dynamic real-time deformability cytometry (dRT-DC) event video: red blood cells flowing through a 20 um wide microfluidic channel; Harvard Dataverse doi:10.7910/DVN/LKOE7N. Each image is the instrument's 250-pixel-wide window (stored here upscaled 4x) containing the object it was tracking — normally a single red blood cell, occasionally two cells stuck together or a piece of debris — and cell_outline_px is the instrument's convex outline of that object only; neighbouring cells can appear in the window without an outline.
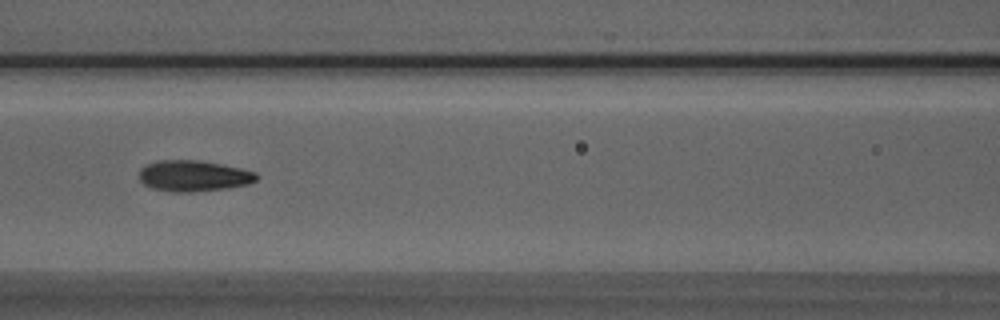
{"species": "Egyptian fruit bat (a non-hibernating species)", "species_latin": "Rousettus aegyptiacus", "temperature_condition": "room temperature", "stored_images_in_passage": 26, "camera_frame_rate_fps": 3000, "um_per_image_px": 0.085, "animal": {"sex": "male"}, "frame": {"image": 1, "passage_image": 12, "time_ms": 3.667, "image_size_px": [1000, 320], "cell_outline_px": [[260, 176], [256, 180], [248, 184], [224, 188], [192, 192], [172, 192], [152, 188], [144, 184], [140, 180], [140, 168], [148, 164], [160, 160], [196, 160], [224, 164], [256, 172]], "centroid_in_image_um": [16.47, 14.94], "position_along_channel_um": 150.1, "area_um2": 21.15}}
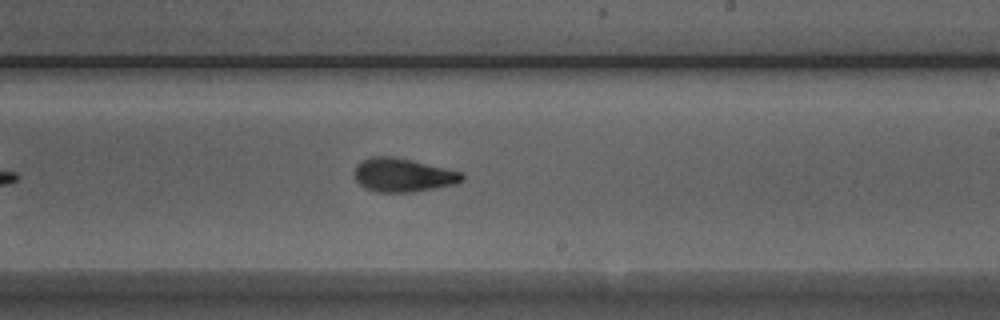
{"frame": {"image": 2, "passage_image": 20, "time_ms": 6.333, "image_size_px": [1000, 320], "cell_outline_px": [[464, 180], [456, 184], [412, 192], [376, 192], [364, 188], [356, 180], [356, 164], [372, 156], [392, 156], [464, 172]], "centroid_in_image_um": [34.28, 14.89], "position_along_channel_um": 254.7, "area_um2": 20.98}}
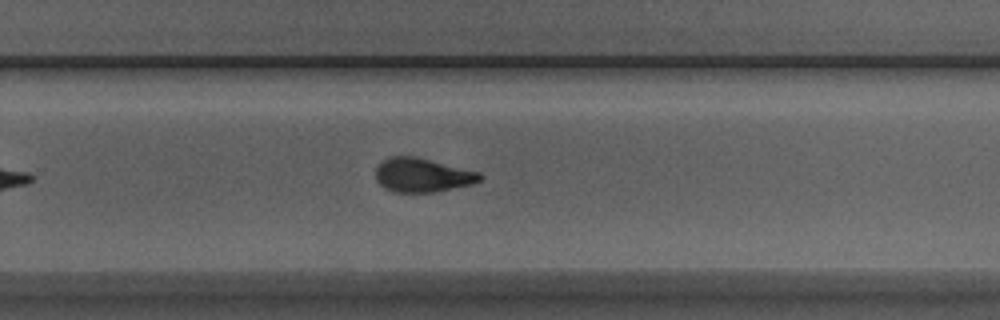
{"frame": {"image": 3, "passage_image": 23, "time_ms": 7.333, "image_size_px": [1000, 320], "cell_outline_px": [[484, 176], [480, 180], [472, 184], [432, 192], [392, 192], [384, 188], [376, 180], [376, 168], [384, 160], [392, 156], [416, 156], [480, 172]], "centroid_in_image_um": [35.9, 14.88], "position_along_channel_um": 293.9, "area_um2": 20.58}}